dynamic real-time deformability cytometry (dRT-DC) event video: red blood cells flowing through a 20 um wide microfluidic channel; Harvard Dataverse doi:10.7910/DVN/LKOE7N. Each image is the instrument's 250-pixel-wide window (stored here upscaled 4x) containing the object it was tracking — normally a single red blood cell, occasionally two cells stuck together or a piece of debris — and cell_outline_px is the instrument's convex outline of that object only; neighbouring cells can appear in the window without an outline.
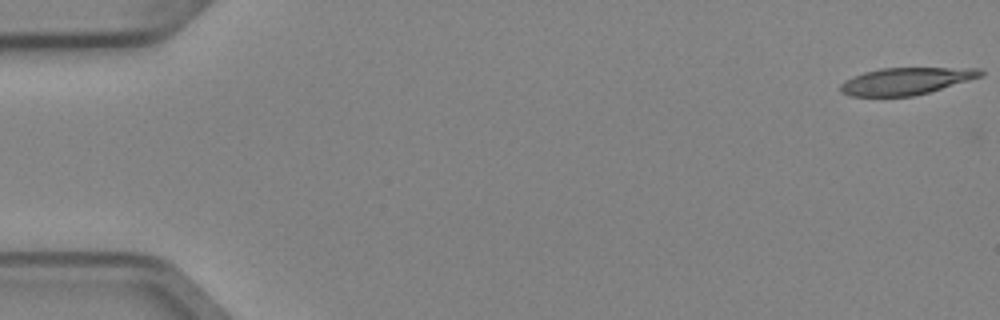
{"species": "Egyptian fruit bat (a non-hibernating species)", "species_latin": "Rousettus aegyptiacus", "temperature_condition": "cold", "stored_images_in_passage": 5, "camera_frame_rate_fps": 3000, "um_per_image_px": 0.085, "animal": {"sex": "female"}, "frame": {"image": 1, "passage_image": 1, "time_ms": 0.0, "image_size_px": [1000, 320], "cell_outline_px": [[984, 76], [928, 92], [912, 96], [848, 96], [840, 92], [840, 84], [844, 80], [864, 72], [880, 68], [980, 68], [984, 72]], "centroid_in_image_um": [77.0, 6.89], "position_along_channel_um": 8.0, "area_um2": 22.08}}
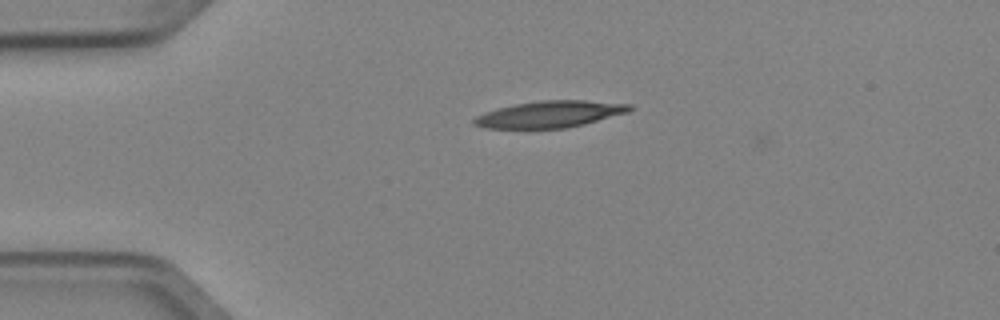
{"frame": {"image": 2, "passage_image": 4, "time_ms": 1.0, "image_size_px": [1000, 320], "cell_outline_px": [[636, 108], [628, 112], [584, 124], [564, 128], [484, 128], [472, 124], [472, 120], [476, 116], [484, 112], [496, 108], [516, 104], [540, 100], [584, 100], [632, 104]], "centroid_in_image_um": [46.74, 9.7], "position_along_channel_um": 38.3, "area_um2": 24.22}}